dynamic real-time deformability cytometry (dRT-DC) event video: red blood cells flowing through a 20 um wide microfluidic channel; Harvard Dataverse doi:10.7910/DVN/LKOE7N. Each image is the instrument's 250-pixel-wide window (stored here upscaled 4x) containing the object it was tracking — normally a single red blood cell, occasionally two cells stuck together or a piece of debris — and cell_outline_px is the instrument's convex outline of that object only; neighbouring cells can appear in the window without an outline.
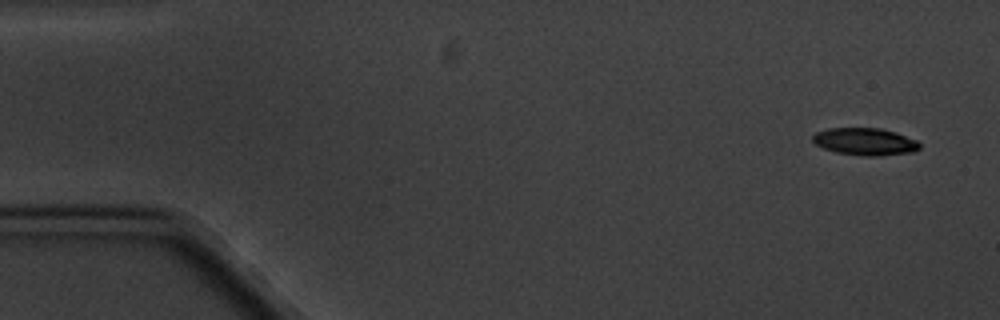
{"species": "common noctule bat (a hibernating species)", "species_latin": "Nyctalus noctula", "temperature_condition": "cold", "stored_images_in_passage": 4, "camera_frame_rate_fps": 3000, "um_per_image_px": 0.085, "animal": {"sex": "male", "body_mass_g": 20.1, "forearm_length_mm": 53.5}, "frame": {"image": 1, "passage_image": 1, "time_ms": 0.0, "image_size_px": [1000, 320], "cell_outline_px": [[920, 148], [912, 152], [876, 156], [864, 156], [836, 152], [824, 148], [816, 144], [812, 140], [812, 136], [816, 132], [828, 128], [880, 128], [896, 132], [916, 140], [920, 144]], "centroid_in_image_um": [73.52, 12.03], "position_along_channel_um": 11.5, "area_um2": 16.94}}
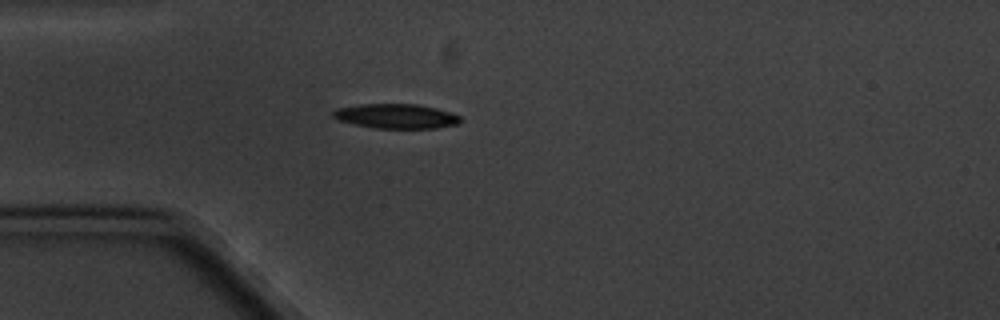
{"frame": {"image": 2, "passage_image": 4, "time_ms": 4.333, "image_size_px": [1000, 320], "cell_outline_px": [[464, 120], [460, 124], [436, 128], [376, 128], [352, 124], [340, 120], [332, 116], [332, 112], [336, 108], [360, 104], [416, 104], [436, 108], [452, 112], [460, 116]], "centroid_in_image_um": [33.72, 9.87], "position_along_channel_um": 51.3, "area_um2": 18.44}}